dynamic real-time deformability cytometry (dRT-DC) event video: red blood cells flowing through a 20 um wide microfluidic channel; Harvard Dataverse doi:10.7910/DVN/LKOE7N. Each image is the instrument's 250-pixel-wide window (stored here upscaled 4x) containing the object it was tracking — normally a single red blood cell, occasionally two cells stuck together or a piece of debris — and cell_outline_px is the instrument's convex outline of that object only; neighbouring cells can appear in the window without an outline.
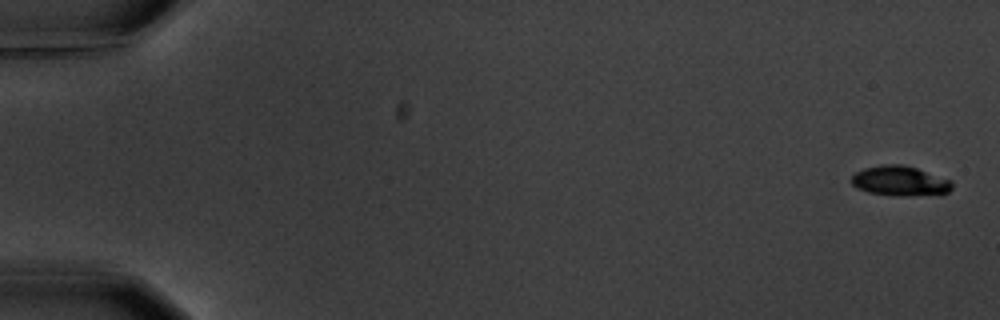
{"species": "common noctule bat (a hibernating species)", "species_latin": "Nyctalus noctula", "temperature_condition": "warm", "stored_images_in_passage": 10, "camera_frame_rate_fps": 3000, "um_per_image_px": 0.085, "animal": {"sex": "male", "body_mass_g": 20.1, "forearm_length_mm": 53.5}, "frame": {"image": 1, "passage_image": 1, "time_ms": 0.0, "image_size_px": [1000, 320], "cell_outline_px": [[952, 188], [948, 192], [940, 196], [892, 196], [868, 192], [856, 188], [852, 184], [852, 176], [856, 172], [864, 168], [884, 164], [904, 164], [952, 180]], "centroid_in_image_um": [76.55, 15.41], "position_along_channel_um": 8.5, "area_um2": 17.98}}
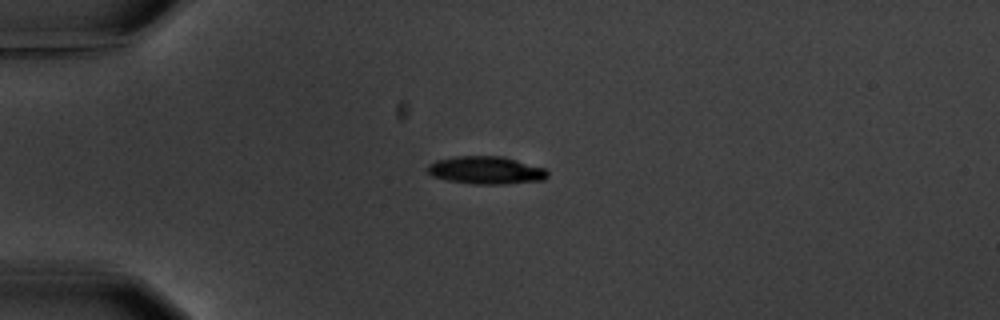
{"frame": {"image": 2, "passage_image": 5, "time_ms": 4.667, "image_size_px": [1000, 320], "cell_outline_px": [[548, 176], [544, 180], [504, 184], [476, 184], [448, 180], [432, 176], [424, 168], [428, 164], [436, 160], [456, 156], [500, 156], [516, 160], [544, 168], [548, 172]], "centroid_in_image_um": [41.28, 14.47], "position_along_channel_um": 43.7, "area_um2": 19.36}}
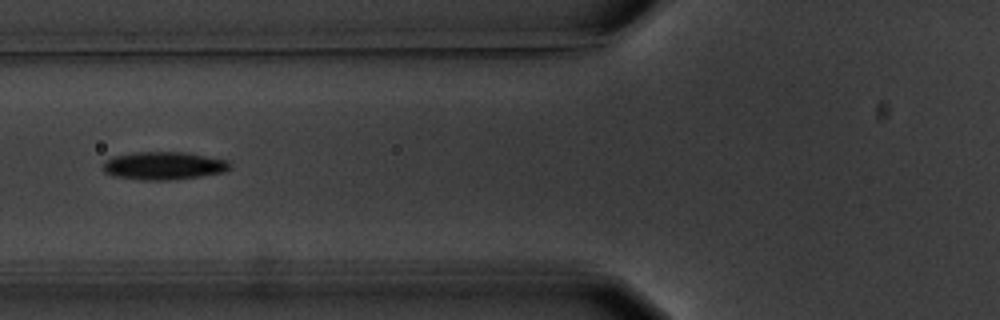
{"frame": {"image": 3, "passage_image": 7, "time_ms": 7.333, "image_size_px": [1000, 320], "cell_outline_px": [[232, 168], [228, 172], [200, 176], [168, 180], [144, 180], [116, 176], [104, 172], [104, 160], [112, 156], [132, 152], [188, 152], [228, 160], [232, 164]], "centroid_in_image_um": [13.98, 14.07], "position_along_channel_um": 111.8, "area_um2": 20.92}}